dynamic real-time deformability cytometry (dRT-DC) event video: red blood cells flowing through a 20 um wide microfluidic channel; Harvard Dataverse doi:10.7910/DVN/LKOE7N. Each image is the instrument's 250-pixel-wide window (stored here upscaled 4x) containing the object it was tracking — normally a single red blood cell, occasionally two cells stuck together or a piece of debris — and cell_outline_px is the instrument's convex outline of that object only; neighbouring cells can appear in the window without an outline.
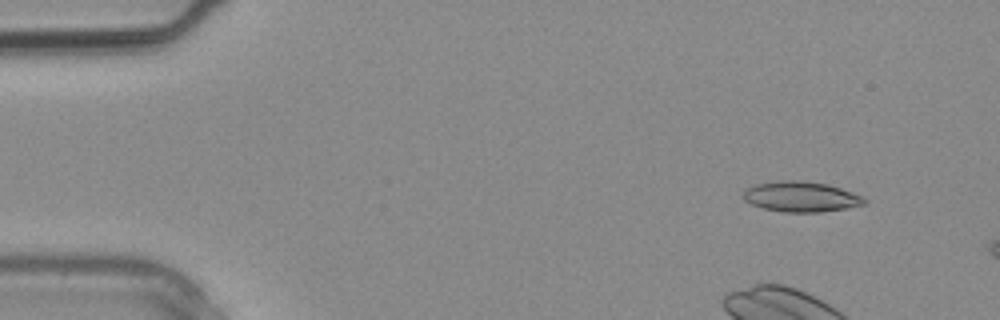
{"species": "common noctule bat (a hibernating species)", "species_latin": "Nyctalus noctula", "temperature_condition": "warm", "stored_images_in_passage": 14, "camera_frame_rate_fps": 3000, "um_per_image_px": 0.085, "animal": {"sex": "male", "body_mass_g": 20.4}, "frame": {"image": 1, "passage_image": 1, "time_ms": 0.0, "image_size_px": [1000, 320], "cell_outline_px": [[868, 204], [848, 208], [820, 212], [784, 212], [764, 208], [752, 204], [744, 200], [744, 188], [756, 184], [780, 180], [800, 180], [828, 184], [864, 196], [868, 200]], "centroid_in_image_um": [68.13, 16.72], "position_along_channel_um": 16.9, "area_um2": 21.62}}